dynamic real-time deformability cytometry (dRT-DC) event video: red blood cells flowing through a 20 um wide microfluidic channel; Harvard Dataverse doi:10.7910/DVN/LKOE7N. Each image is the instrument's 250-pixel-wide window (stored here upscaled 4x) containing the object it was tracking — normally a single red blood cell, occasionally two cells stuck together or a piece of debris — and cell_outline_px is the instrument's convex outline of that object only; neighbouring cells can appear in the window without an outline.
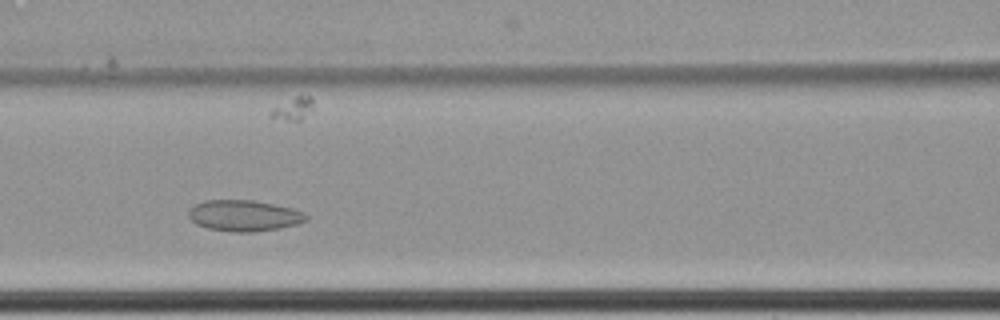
{"species": "common noctule bat (a hibernating species)", "species_latin": "Nyctalus noctula", "temperature_condition": "cold", "stored_images_in_passage": 43, "camera_frame_rate_fps": 3000, "um_per_image_px": 0.085, "animal": {"sex": "female", "body_mass_g": 22.7, "forearm_length_mm": 54.2}, "frame": {"image": 1, "passage_image": 17, "time_ms": 5.333, "image_size_px": [1000, 320], "cell_outline_px": [[308, 220], [296, 224], [280, 228], [252, 232], [232, 232], [208, 228], [196, 224], [188, 216], [188, 208], [204, 200], [252, 200], [292, 208], [304, 212], [308, 216]], "centroid_in_image_um": [20.73, 18.33], "position_along_channel_um": 145.9, "area_um2": 21.33}}
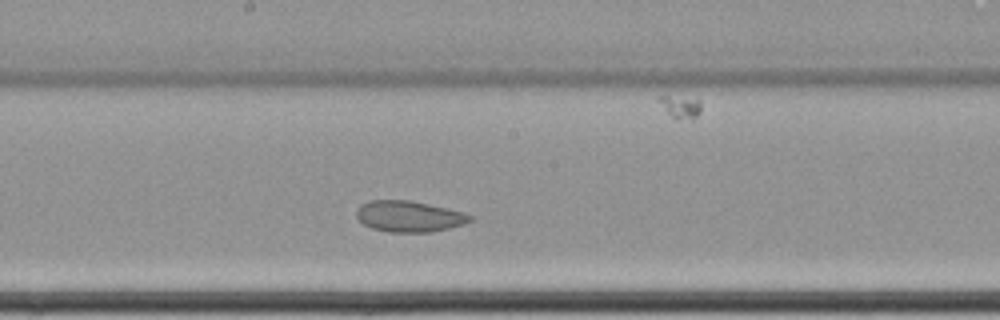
{"frame": {"image": 2, "passage_image": 23, "time_ms": 7.333, "image_size_px": [1000, 320], "cell_outline_px": [[472, 220], [464, 224], [448, 228], [428, 232], [388, 232], [372, 228], [364, 224], [356, 216], [356, 208], [360, 204], [372, 200], [408, 200], [428, 204], [464, 212], [472, 216]], "centroid_in_image_um": [34.75, 18.39], "position_along_channel_um": 213.5, "area_um2": 20.46}}
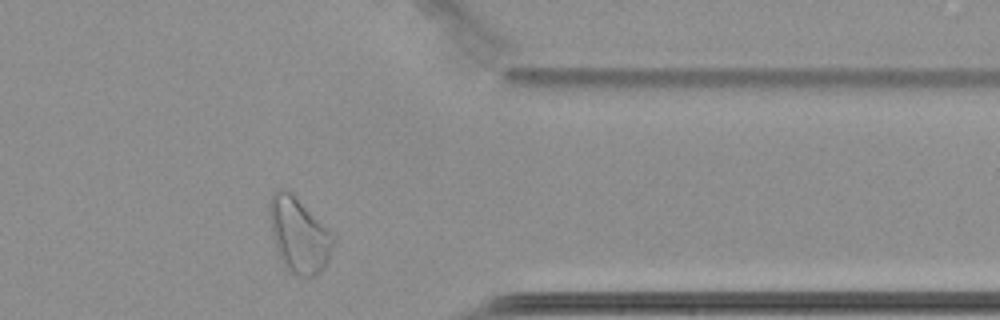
{"frame": {"image": 3, "passage_image": 39, "time_ms": 12.667, "image_size_px": [1000, 320], "cell_outline_px": [[336, 240], [328, 260], [320, 272], [312, 276], [300, 276], [288, 272], [284, 268], [276, 252], [268, 212], [268, 200], [272, 192], [276, 188], [284, 188], [292, 192], [336, 236]], "centroid_in_image_um": [25.38, 19.94], "position_along_channel_um": 386.0, "area_um2": 28.55}}